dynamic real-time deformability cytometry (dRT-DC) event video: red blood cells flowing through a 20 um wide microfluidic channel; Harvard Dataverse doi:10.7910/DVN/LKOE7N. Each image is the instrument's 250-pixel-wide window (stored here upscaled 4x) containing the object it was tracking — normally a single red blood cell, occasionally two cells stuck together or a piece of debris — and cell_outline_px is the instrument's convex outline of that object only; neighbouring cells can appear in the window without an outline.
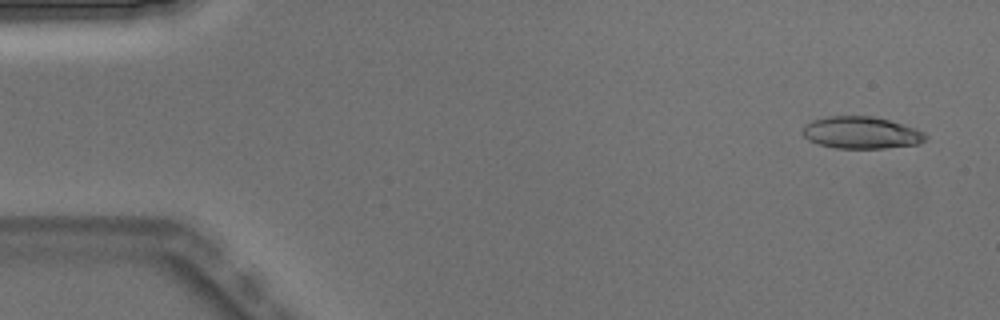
{"species": "Egyptian fruit bat (a non-hibernating species)", "species_latin": "Rousettus aegyptiacus", "temperature_condition": "warm", "stored_images_in_passage": 5, "camera_frame_rate_fps": 3000, "um_per_image_px": 0.085, "animal": {"sex": "male"}, "frame": {"image": 1, "passage_image": 1, "time_ms": 0.0, "image_size_px": [1000, 320], "cell_outline_px": [[928, 136], [920, 144], [884, 148], [836, 148], [820, 144], [808, 140], [800, 132], [804, 124], [812, 120], [828, 116], [872, 116], [904, 124], [916, 128], [924, 132]], "centroid_in_image_um": [73.19, 11.27], "position_along_channel_um": 11.8, "area_um2": 23.12}}
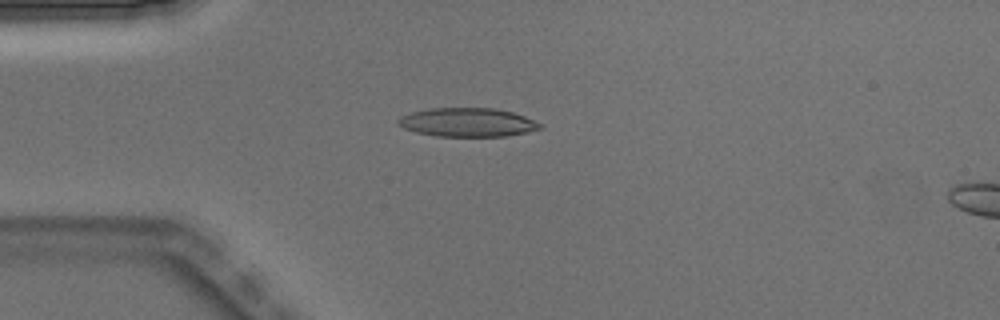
{"frame": {"image": 2, "passage_image": 4, "time_ms": 1.0, "image_size_px": [1000, 320], "cell_outline_px": [[540, 128], [528, 132], [508, 136], [436, 136], [416, 132], [404, 128], [396, 120], [400, 116], [412, 112], [428, 108], [496, 108], [512, 112], [524, 116], [540, 124]], "centroid_in_image_um": [39.71, 10.39], "position_along_channel_um": 45.3, "area_um2": 23.64}}